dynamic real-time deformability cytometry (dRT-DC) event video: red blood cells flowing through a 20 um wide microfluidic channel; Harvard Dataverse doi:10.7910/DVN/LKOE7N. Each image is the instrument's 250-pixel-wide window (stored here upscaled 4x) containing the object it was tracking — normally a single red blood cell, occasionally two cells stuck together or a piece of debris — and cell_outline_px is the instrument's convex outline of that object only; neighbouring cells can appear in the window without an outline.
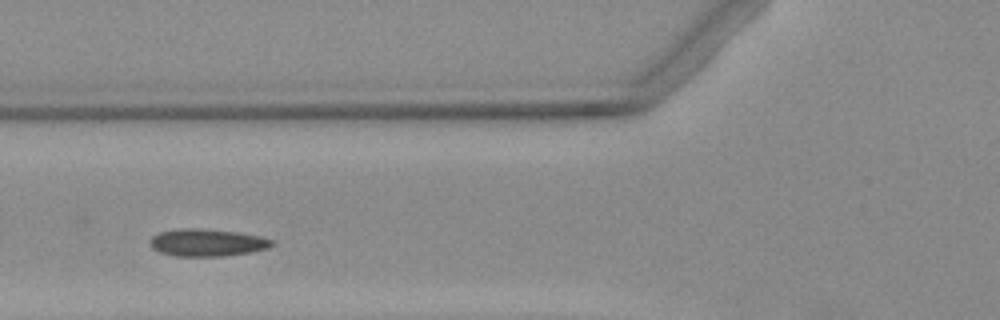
{"species": "Egyptian fruit bat (a non-hibernating species)", "species_latin": "Rousettus aegyptiacus", "temperature_condition": "warm", "stored_images_in_passage": 3, "camera_frame_rate_fps": 3000, "um_per_image_px": 0.085, "animal": {"sex": "female"}, "frame": {"image": 1, "passage_image": 3, "time_ms": 2.333, "image_size_px": [1000, 320], "cell_outline_px": [[276, 244], [268, 248], [252, 252], [224, 256], [176, 256], [160, 252], [152, 248], [148, 244], [148, 240], [152, 236], [160, 232], [184, 228], [196, 228], [236, 232], [260, 236], [272, 240]], "centroid_in_image_um": [17.6, 20.63], "position_along_channel_um": 108.2, "area_um2": 19.48}}